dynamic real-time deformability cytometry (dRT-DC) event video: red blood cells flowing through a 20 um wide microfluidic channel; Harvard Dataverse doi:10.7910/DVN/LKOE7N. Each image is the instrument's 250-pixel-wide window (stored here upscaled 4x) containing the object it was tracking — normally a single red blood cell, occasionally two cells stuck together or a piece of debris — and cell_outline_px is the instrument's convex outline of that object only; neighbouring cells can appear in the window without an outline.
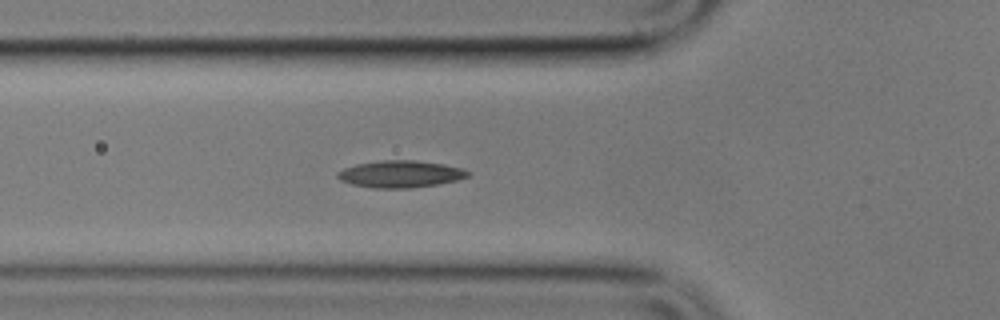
{"species": "common noctule bat (a hibernating species)", "species_latin": "Nyctalus noctula", "temperature_condition": "cold", "stored_images_in_passage": 6, "segment_of_instrument_passage": [1, 2], "camera_frame_rate_fps": 3000, "um_per_image_px": 0.085, "animal": {"sex": "male", "body_mass_g": 17.9}, "frame": {"image": 1, "passage_image": 5, "time_ms": 4.667, "image_size_px": [1000, 320], "cell_outline_px": [[472, 172], [468, 176], [456, 180], [440, 184], [412, 188], [372, 188], [352, 184], [340, 180], [336, 176], [336, 172], [344, 168], [356, 164], [380, 160], [416, 160], [444, 164], [464, 168]], "centroid_in_image_um": [34.05, 14.79], "position_along_channel_um": 91.8, "area_um2": 20.75}}